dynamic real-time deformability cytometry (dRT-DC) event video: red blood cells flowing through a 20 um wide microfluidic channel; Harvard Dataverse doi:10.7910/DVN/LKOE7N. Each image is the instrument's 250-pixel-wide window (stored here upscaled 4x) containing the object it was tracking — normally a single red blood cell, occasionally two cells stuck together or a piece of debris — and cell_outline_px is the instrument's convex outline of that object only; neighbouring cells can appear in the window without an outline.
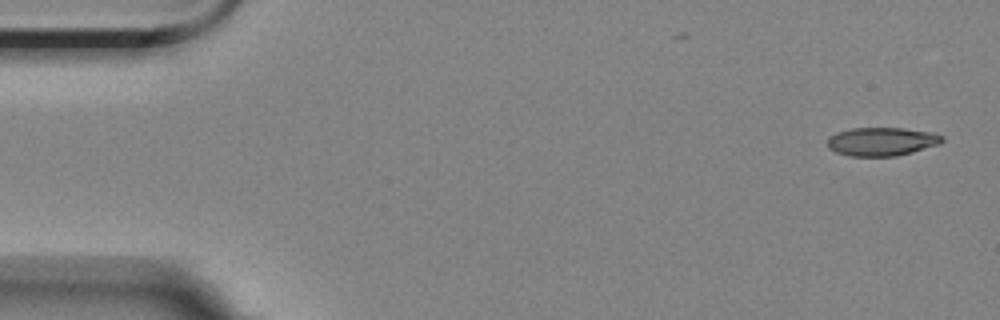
{"species": "Egyptian fruit bat (a non-hibernating species)", "species_latin": "Rousettus aegyptiacus", "temperature_condition": "room temperature", "stored_images_in_passage": 6, "camera_frame_rate_fps": 3000, "um_per_image_px": 0.085, "animal": {"sex": "female"}, "frame": {"image": 1, "passage_image": 1, "time_ms": 0.0, "image_size_px": [1000, 320], "cell_outline_px": [[944, 140], [940, 144], [912, 152], [896, 156], [852, 156], [836, 152], [828, 148], [828, 136], [836, 132], [852, 128], [904, 128], [928, 132], [944, 136]], "centroid_in_image_um": [74.93, 12.03], "position_along_channel_um": 10.1, "area_um2": 19.02}}
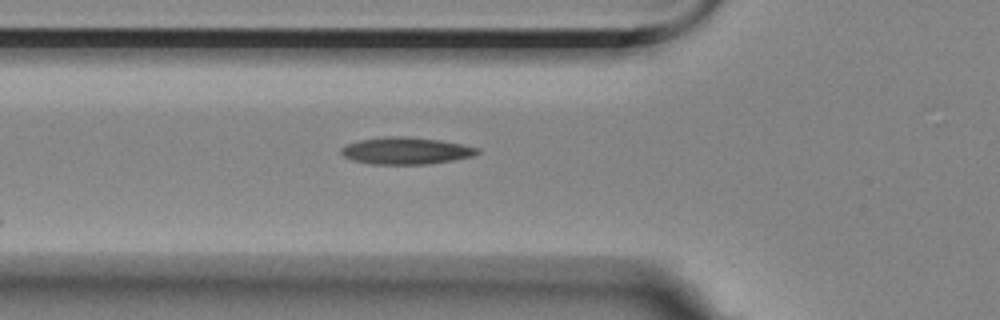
{"frame": {"image": 2, "passage_image": 6, "time_ms": 5.667, "image_size_px": [1000, 320], "cell_outline_px": [[480, 152], [472, 156], [452, 160], [428, 164], [372, 164], [352, 160], [344, 156], [340, 152], [340, 148], [348, 144], [360, 140], [384, 136], [408, 136], [440, 140], [480, 148]], "centroid_in_image_um": [34.49, 12.81], "position_along_channel_um": 91.3, "area_um2": 21.39}}